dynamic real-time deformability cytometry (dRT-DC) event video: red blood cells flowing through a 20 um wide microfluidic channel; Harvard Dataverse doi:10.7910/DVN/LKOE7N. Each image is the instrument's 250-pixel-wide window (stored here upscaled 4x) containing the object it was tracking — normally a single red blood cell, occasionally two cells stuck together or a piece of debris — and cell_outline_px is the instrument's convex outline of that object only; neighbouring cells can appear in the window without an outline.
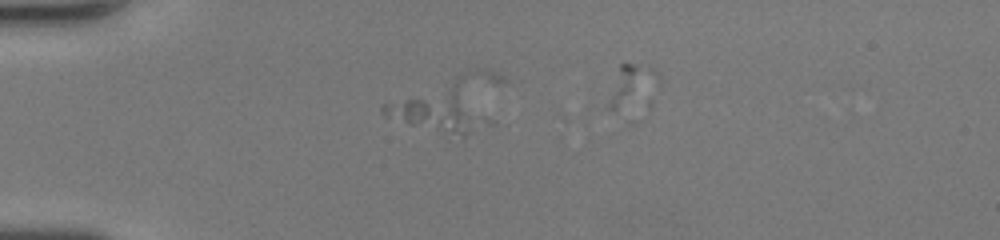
{"species": "human", "species_latin": "Homo sapiens", "temperature_condition": "room temperature", "stored_images_in_passage": 14, "camera_frame_rate_fps": 3000, "um_per_image_px": 0.085, "donor": {"sex": "female"}, "frame": {"image": 1, "passage_image": 5, "time_ms": 1.333, "image_size_px": [1000, 240], "cell_outline_px": [[468, 132], [464, 136], [412, 124], [384, 116], [380, 112], [380, 108], [384, 104], [464, 72], [468, 128]], "centroid_in_image_um": [36.87, 9.08], "position_along_channel_um": 48.1, "area_um2": 23.47}}